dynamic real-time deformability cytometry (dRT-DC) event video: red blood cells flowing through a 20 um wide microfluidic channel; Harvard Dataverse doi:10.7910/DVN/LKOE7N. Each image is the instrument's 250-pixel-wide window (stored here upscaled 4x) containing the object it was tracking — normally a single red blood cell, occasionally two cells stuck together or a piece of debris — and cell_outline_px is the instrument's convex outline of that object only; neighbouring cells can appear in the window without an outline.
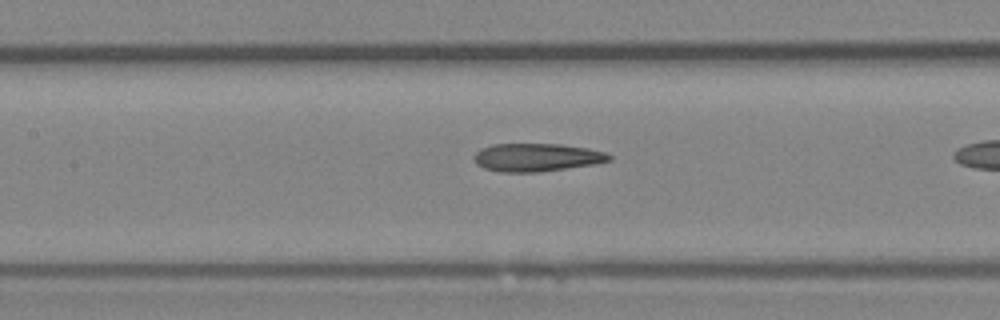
{"species": "Egyptian fruit bat (a non-hibernating species)", "species_latin": "Rousettus aegyptiacus", "temperature_condition": "room temperature", "stored_images_in_passage": 17, "camera_frame_rate_fps": 3000, "um_per_image_px": 0.085, "animal": {"sex": "female"}, "frame": {"image": 1, "passage_image": 10, "time_ms": 3.0, "image_size_px": [1000, 320], "cell_outline_px": [[612, 160], [596, 164], [540, 172], [500, 172], [484, 168], [476, 164], [472, 156], [480, 148], [492, 144], [560, 144], [588, 148], [608, 152], [612, 156]], "centroid_in_image_um": [45.63, 13.38], "position_along_channel_um": 161.8, "area_um2": 22.43}}